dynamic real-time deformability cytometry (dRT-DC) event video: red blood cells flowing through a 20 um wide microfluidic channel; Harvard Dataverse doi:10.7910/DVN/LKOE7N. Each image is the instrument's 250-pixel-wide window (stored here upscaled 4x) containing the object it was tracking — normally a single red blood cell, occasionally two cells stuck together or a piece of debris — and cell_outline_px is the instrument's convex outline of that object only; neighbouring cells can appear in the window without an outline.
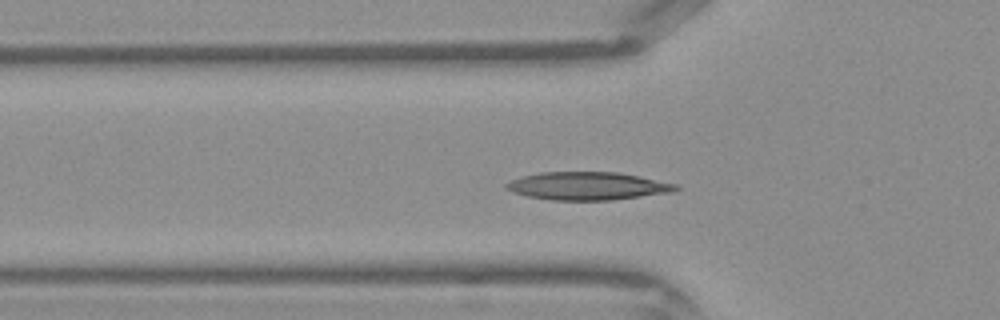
{"species": "Egyptian fruit bat (a non-hibernating species)", "species_latin": "Rousettus aegyptiacus", "temperature_condition": "warm", "stored_images_in_passage": 43, "camera_frame_rate_fps": 3000, "um_per_image_px": 0.085, "frame": {"image": 1, "passage_image": 13, "time_ms": 4.0, "image_size_px": [1000, 320], "cell_outline_px": [[680, 188], [672, 192], [612, 200], [552, 200], [528, 196], [512, 192], [504, 188], [504, 184], [512, 180], [524, 176], [540, 172], [616, 172], [640, 176], [676, 184]], "centroid_in_image_um": [49.94, 15.81], "position_along_channel_um": 75.9, "area_um2": 27.51}}
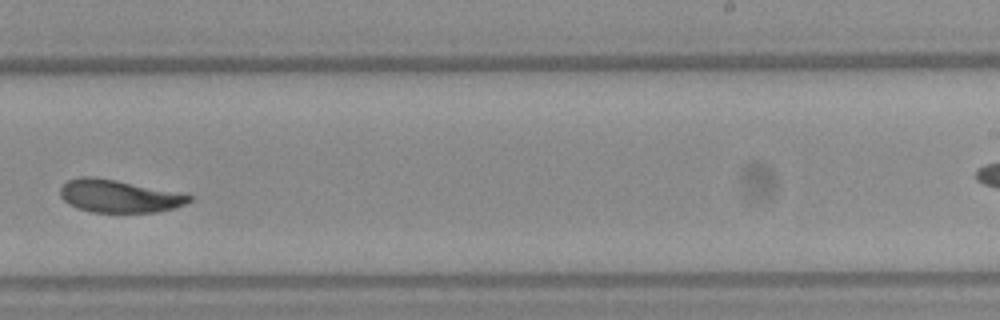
{"frame": {"image": 2, "passage_image": 26, "time_ms": 8.333, "image_size_px": [1000, 320], "cell_outline_px": [[192, 200], [184, 204], [172, 208], [156, 212], [92, 212], [68, 204], [60, 196], [60, 188], [68, 180], [80, 176], [92, 176], [188, 192], [192, 196]], "centroid_in_image_um": [10.18, 16.65], "position_along_channel_um": 278.8, "area_um2": 24.91}}
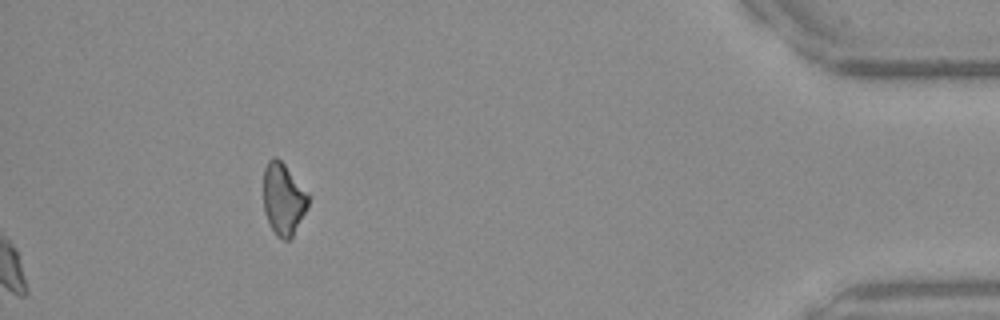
{"frame": {"image": 3, "passage_image": 43, "time_ms": 14.0, "image_size_px": [1000, 320], "cell_outline_px": [[312, 196], [308, 208], [292, 236], [288, 240], [280, 240], [276, 236], [264, 212], [264, 168], [268, 160], [272, 156], [276, 156], [284, 164]], "centroid_in_image_um": [24.11, 16.91], "position_along_channel_um": 411.1, "area_um2": 19.07}}